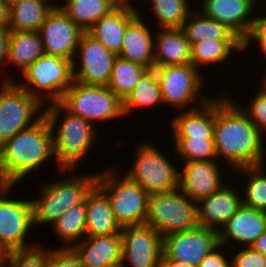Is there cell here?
Returning <instances> with one entry per match:
<instances>
[{"label": "cell", "instance_id": "30bf717a", "mask_svg": "<svg viewBox=\"0 0 266 267\" xmlns=\"http://www.w3.org/2000/svg\"><path fill=\"white\" fill-rule=\"evenodd\" d=\"M154 145L150 141L141 142L134 152L136 159L133 167L125 173L149 195L179 188L180 167Z\"/></svg>", "mask_w": 266, "mask_h": 267}, {"label": "cell", "instance_id": "9c48e42d", "mask_svg": "<svg viewBox=\"0 0 266 267\" xmlns=\"http://www.w3.org/2000/svg\"><path fill=\"white\" fill-rule=\"evenodd\" d=\"M59 103L71 114L80 116L93 125L124 117L123 101L107 86L73 81Z\"/></svg>", "mask_w": 266, "mask_h": 267}, {"label": "cell", "instance_id": "83f0119b", "mask_svg": "<svg viewBox=\"0 0 266 267\" xmlns=\"http://www.w3.org/2000/svg\"><path fill=\"white\" fill-rule=\"evenodd\" d=\"M180 28L189 41L190 46L204 40L242 41L227 26L196 10H192L188 19Z\"/></svg>", "mask_w": 266, "mask_h": 267}, {"label": "cell", "instance_id": "d6986e66", "mask_svg": "<svg viewBox=\"0 0 266 267\" xmlns=\"http://www.w3.org/2000/svg\"><path fill=\"white\" fill-rule=\"evenodd\" d=\"M241 195L231 184H225L207 198L200 200L197 203L199 226L219 232V228H222L241 207Z\"/></svg>", "mask_w": 266, "mask_h": 267}, {"label": "cell", "instance_id": "7c38bea8", "mask_svg": "<svg viewBox=\"0 0 266 267\" xmlns=\"http://www.w3.org/2000/svg\"><path fill=\"white\" fill-rule=\"evenodd\" d=\"M12 187L14 185H0V245L8 252L39 245L29 246L25 240L30 228L34 227L31 200L7 198Z\"/></svg>", "mask_w": 266, "mask_h": 267}, {"label": "cell", "instance_id": "d6a6232c", "mask_svg": "<svg viewBox=\"0 0 266 267\" xmlns=\"http://www.w3.org/2000/svg\"><path fill=\"white\" fill-rule=\"evenodd\" d=\"M162 96L155 69L148 70L139 80L134 89L123 100L124 116L135 109L162 104Z\"/></svg>", "mask_w": 266, "mask_h": 267}, {"label": "cell", "instance_id": "c3c4849f", "mask_svg": "<svg viewBox=\"0 0 266 267\" xmlns=\"http://www.w3.org/2000/svg\"><path fill=\"white\" fill-rule=\"evenodd\" d=\"M8 251L0 245V266H4Z\"/></svg>", "mask_w": 266, "mask_h": 267}, {"label": "cell", "instance_id": "4fadbf2b", "mask_svg": "<svg viewBox=\"0 0 266 267\" xmlns=\"http://www.w3.org/2000/svg\"><path fill=\"white\" fill-rule=\"evenodd\" d=\"M78 56L79 64L76 59ZM116 57L117 55L109 51L100 41L88 32H83L72 61L74 81L88 85L107 86Z\"/></svg>", "mask_w": 266, "mask_h": 267}, {"label": "cell", "instance_id": "277c9868", "mask_svg": "<svg viewBox=\"0 0 266 267\" xmlns=\"http://www.w3.org/2000/svg\"><path fill=\"white\" fill-rule=\"evenodd\" d=\"M69 171L72 172V170L63 169L58 171L62 174L61 179L44 183L40 189V196L31 200L34 226L43 223L44 225L51 223L52 226L63 213L82 203L86 194L96 184L98 171L85 176L76 175V177L73 174V177L65 175Z\"/></svg>", "mask_w": 266, "mask_h": 267}, {"label": "cell", "instance_id": "5b68a950", "mask_svg": "<svg viewBox=\"0 0 266 267\" xmlns=\"http://www.w3.org/2000/svg\"><path fill=\"white\" fill-rule=\"evenodd\" d=\"M118 168L109 166L98 172L96 184L107 194L114 217L121 228L144 225L149 194L125 173L124 176L118 174Z\"/></svg>", "mask_w": 266, "mask_h": 267}, {"label": "cell", "instance_id": "60d3db41", "mask_svg": "<svg viewBox=\"0 0 266 267\" xmlns=\"http://www.w3.org/2000/svg\"><path fill=\"white\" fill-rule=\"evenodd\" d=\"M256 40V41H255ZM258 42L260 52L266 57V15L256 16L255 24L248 36L243 40V52L248 50L251 42ZM245 50V51H244Z\"/></svg>", "mask_w": 266, "mask_h": 267}, {"label": "cell", "instance_id": "7bdbcfd3", "mask_svg": "<svg viewBox=\"0 0 266 267\" xmlns=\"http://www.w3.org/2000/svg\"><path fill=\"white\" fill-rule=\"evenodd\" d=\"M220 244L199 263L198 267H230V259L222 252Z\"/></svg>", "mask_w": 266, "mask_h": 267}, {"label": "cell", "instance_id": "2e32d148", "mask_svg": "<svg viewBox=\"0 0 266 267\" xmlns=\"http://www.w3.org/2000/svg\"><path fill=\"white\" fill-rule=\"evenodd\" d=\"M44 54L73 61L83 31L56 5L40 26Z\"/></svg>", "mask_w": 266, "mask_h": 267}, {"label": "cell", "instance_id": "f546056e", "mask_svg": "<svg viewBox=\"0 0 266 267\" xmlns=\"http://www.w3.org/2000/svg\"><path fill=\"white\" fill-rule=\"evenodd\" d=\"M123 0H65L57 4L64 13L83 31L87 32L103 16L108 15Z\"/></svg>", "mask_w": 266, "mask_h": 267}, {"label": "cell", "instance_id": "9a60e30c", "mask_svg": "<svg viewBox=\"0 0 266 267\" xmlns=\"http://www.w3.org/2000/svg\"><path fill=\"white\" fill-rule=\"evenodd\" d=\"M121 236V267H156L162 260L163 238L153 227H123Z\"/></svg>", "mask_w": 266, "mask_h": 267}, {"label": "cell", "instance_id": "ba28073f", "mask_svg": "<svg viewBox=\"0 0 266 267\" xmlns=\"http://www.w3.org/2000/svg\"><path fill=\"white\" fill-rule=\"evenodd\" d=\"M14 79L6 77L0 83V146L44 115L45 105L21 88Z\"/></svg>", "mask_w": 266, "mask_h": 267}, {"label": "cell", "instance_id": "6da1fadb", "mask_svg": "<svg viewBox=\"0 0 266 267\" xmlns=\"http://www.w3.org/2000/svg\"><path fill=\"white\" fill-rule=\"evenodd\" d=\"M264 137L229 93L215 98L214 143L217 160L221 158L218 161L226 162L233 171L266 164Z\"/></svg>", "mask_w": 266, "mask_h": 267}, {"label": "cell", "instance_id": "f907efd6", "mask_svg": "<svg viewBox=\"0 0 266 267\" xmlns=\"http://www.w3.org/2000/svg\"><path fill=\"white\" fill-rule=\"evenodd\" d=\"M156 267H167L162 261H160Z\"/></svg>", "mask_w": 266, "mask_h": 267}, {"label": "cell", "instance_id": "8fae6325", "mask_svg": "<svg viewBox=\"0 0 266 267\" xmlns=\"http://www.w3.org/2000/svg\"><path fill=\"white\" fill-rule=\"evenodd\" d=\"M154 69L160 85L163 104L172 105L182 111L189 107L190 109L196 108L197 104L202 105L210 99V96L202 94L205 77L191 63L154 67ZM196 102L198 103L195 106Z\"/></svg>", "mask_w": 266, "mask_h": 267}, {"label": "cell", "instance_id": "484cf974", "mask_svg": "<svg viewBox=\"0 0 266 267\" xmlns=\"http://www.w3.org/2000/svg\"><path fill=\"white\" fill-rule=\"evenodd\" d=\"M154 35V67L190 63L191 46L181 28H161Z\"/></svg>", "mask_w": 266, "mask_h": 267}, {"label": "cell", "instance_id": "4dcf8cb0", "mask_svg": "<svg viewBox=\"0 0 266 267\" xmlns=\"http://www.w3.org/2000/svg\"><path fill=\"white\" fill-rule=\"evenodd\" d=\"M235 50L243 52V41L204 40L191 46L190 63L200 71V66L226 62Z\"/></svg>", "mask_w": 266, "mask_h": 267}, {"label": "cell", "instance_id": "7402d4cb", "mask_svg": "<svg viewBox=\"0 0 266 267\" xmlns=\"http://www.w3.org/2000/svg\"><path fill=\"white\" fill-rule=\"evenodd\" d=\"M138 13L131 2L123 0L108 15L96 21L87 31L117 56L121 52L128 22Z\"/></svg>", "mask_w": 266, "mask_h": 267}, {"label": "cell", "instance_id": "5bb4252c", "mask_svg": "<svg viewBox=\"0 0 266 267\" xmlns=\"http://www.w3.org/2000/svg\"><path fill=\"white\" fill-rule=\"evenodd\" d=\"M218 245L219 237L216 230L198 226L164 237L163 255L188 267H198L206 255Z\"/></svg>", "mask_w": 266, "mask_h": 267}, {"label": "cell", "instance_id": "ab89813d", "mask_svg": "<svg viewBox=\"0 0 266 267\" xmlns=\"http://www.w3.org/2000/svg\"><path fill=\"white\" fill-rule=\"evenodd\" d=\"M238 251L231 256L230 267H266V257L250 246Z\"/></svg>", "mask_w": 266, "mask_h": 267}, {"label": "cell", "instance_id": "603a6c76", "mask_svg": "<svg viewBox=\"0 0 266 267\" xmlns=\"http://www.w3.org/2000/svg\"><path fill=\"white\" fill-rule=\"evenodd\" d=\"M138 13L128 22L123 45L118 56L137 63L149 70L154 69V35Z\"/></svg>", "mask_w": 266, "mask_h": 267}, {"label": "cell", "instance_id": "f1b7e54d", "mask_svg": "<svg viewBox=\"0 0 266 267\" xmlns=\"http://www.w3.org/2000/svg\"><path fill=\"white\" fill-rule=\"evenodd\" d=\"M44 55L43 44L38 31H12L9 39L8 64L22 73L38 58Z\"/></svg>", "mask_w": 266, "mask_h": 267}, {"label": "cell", "instance_id": "e0dca14e", "mask_svg": "<svg viewBox=\"0 0 266 267\" xmlns=\"http://www.w3.org/2000/svg\"><path fill=\"white\" fill-rule=\"evenodd\" d=\"M218 160L184 161L179 171V189L190 200L198 203L207 198L225 183L221 179Z\"/></svg>", "mask_w": 266, "mask_h": 267}, {"label": "cell", "instance_id": "3957f363", "mask_svg": "<svg viewBox=\"0 0 266 267\" xmlns=\"http://www.w3.org/2000/svg\"><path fill=\"white\" fill-rule=\"evenodd\" d=\"M44 115L52 131L54 163L59 170L77 169L95 145L98 130L86 119L71 114L59 102L45 106Z\"/></svg>", "mask_w": 266, "mask_h": 267}, {"label": "cell", "instance_id": "7a4b0ae2", "mask_svg": "<svg viewBox=\"0 0 266 267\" xmlns=\"http://www.w3.org/2000/svg\"><path fill=\"white\" fill-rule=\"evenodd\" d=\"M50 158H54L52 131L43 115L0 146V185H17Z\"/></svg>", "mask_w": 266, "mask_h": 267}, {"label": "cell", "instance_id": "8d00e7d4", "mask_svg": "<svg viewBox=\"0 0 266 267\" xmlns=\"http://www.w3.org/2000/svg\"><path fill=\"white\" fill-rule=\"evenodd\" d=\"M173 140L183 161L217 160L214 139L174 137Z\"/></svg>", "mask_w": 266, "mask_h": 267}, {"label": "cell", "instance_id": "b9f144b4", "mask_svg": "<svg viewBox=\"0 0 266 267\" xmlns=\"http://www.w3.org/2000/svg\"><path fill=\"white\" fill-rule=\"evenodd\" d=\"M48 267H82L79 259L69 248H49Z\"/></svg>", "mask_w": 266, "mask_h": 267}, {"label": "cell", "instance_id": "52a82bcc", "mask_svg": "<svg viewBox=\"0 0 266 267\" xmlns=\"http://www.w3.org/2000/svg\"><path fill=\"white\" fill-rule=\"evenodd\" d=\"M21 74L25 81L16 83L45 106L47 103L49 105L60 102L74 81L72 61L45 54ZM41 92L45 93L40 94Z\"/></svg>", "mask_w": 266, "mask_h": 267}, {"label": "cell", "instance_id": "44dd1931", "mask_svg": "<svg viewBox=\"0 0 266 267\" xmlns=\"http://www.w3.org/2000/svg\"><path fill=\"white\" fill-rule=\"evenodd\" d=\"M266 231L264 211L241 205L234 216L218 232L219 244L224 249L232 242L249 247Z\"/></svg>", "mask_w": 266, "mask_h": 267}, {"label": "cell", "instance_id": "7dc6e473", "mask_svg": "<svg viewBox=\"0 0 266 267\" xmlns=\"http://www.w3.org/2000/svg\"><path fill=\"white\" fill-rule=\"evenodd\" d=\"M167 267H188L183 263L180 262H176L174 260H170L167 257H165L164 255L162 256V260H161Z\"/></svg>", "mask_w": 266, "mask_h": 267}, {"label": "cell", "instance_id": "ffe728a7", "mask_svg": "<svg viewBox=\"0 0 266 267\" xmlns=\"http://www.w3.org/2000/svg\"><path fill=\"white\" fill-rule=\"evenodd\" d=\"M82 267H108L121 265L122 236L115 233L106 236L85 237L70 248Z\"/></svg>", "mask_w": 266, "mask_h": 267}, {"label": "cell", "instance_id": "e575fe53", "mask_svg": "<svg viewBox=\"0 0 266 267\" xmlns=\"http://www.w3.org/2000/svg\"><path fill=\"white\" fill-rule=\"evenodd\" d=\"M245 178L242 205L251 209L266 210V165L250 166L236 170ZM247 177V178H246ZM247 179V180H246Z\"/></svg>", "mask_w": 266, "mask_h": 267}, {"label": "cell", "instance_id": "4316f807", "mask_svg": "<svg viewBox=\"0 0 266 267\" xmlns=\"http://www.w3.org/2000/svg\"><path fill=\"white\" fill-rule=\"evenodd\" d=\"M50 0H11L9 29L39 31L48 14L56 6Z\"/></svg>", "mask_w": 266, "mask_h": 267}, {"label": "cell", "instance_id": "f35d334b", "mask_svg": "<svg viewBox=\"0 0 266 267\" xmlns=\"http://www.w3.org/2000/svg\"><path fill=\"white\" fill-rule=\"evenodd\" d=\"M255 97L249 102L248 106H243L231 98L240 109L249 117L254 126L258 128L264 135L266 134V92L262 89L255 93ZM240 104V105H239ZM248 107V108H247Z\"/></svg>", "mask_w": 266, "mask_h": 267}, {"label": "cell", "instance_id": "1f68e13d", "mask_svg": "<svg viewBox=\"0 0 266 267\" xmlns=\"http://www.w3.org/2000/svg\"><path fill=\"white\" fill-rule=\"evenodd\" d=\"M52 226L57 238L64 244L58 248L70 249L81 242L86 237L85 200L63 213Z\"/></svg>", "mask_w": 266, "mask_h": 267}, {"label": "cell", "instance_id": "ac0fdd59", "mask_svg": "<svg viewBox=\"0 0 266 267\" xmlns=\"http://www.w3.org/2000/svg\"><path fill=\"white\" fill-rule=\"evenodd\" d=\"M257 0H203L200 11L227 26L242 41L255 24ZM253 14V16H252Z\"/></svg>", "mask_w": 266, "mask_h": 267}, {"label": "cell", "instance_id": "f6af8a7d", "mask_svg": "<svg viewBox=\"0 0 266 267\" xmlns=\"http://www.w3.org/2000/svg\"><path fill=\"white\" fill-rule=\"evenodd\" d=\"M10 6L9 1L0 0V27H9Z\"/></svg>", "mask_w": 266, "mask_h": 267}, {"label": "cell", "instance_id": "cb8c5ba5", "mask_svg": "<svg viewBox=\"0 0 266 267\" xmlns=\"http://www.w3.org/2000/svg\"><path fill=\"white\" fill-rule=\"evenodd\" d=\"M185 109L173 117L172 137L214 139L215 98L212 97L198 108Z\"/></svg>", "mask_w": 266, "mask_h": 267}, {"label": "cell", "instance_id": "836d02e7", "mask_svg": "<svg viewBox=\"0 0 266 267\" xmlns=\"http://www.w3.org/2000/svg\"><path fill=\"white\" fill-rule=\"evenodd\" d=\"M148 70L147 67L117 56L107 87L123 101Z\"/></svg>", "mask_w": 266, "mask_h": 267}, {"label": "cell", "instance_id": "d4e9b609", "mask_svg": "<svg viewBox=\"0 0 266 267\" xmlns=\"http://www.w3.org/2000/svg\"><path fill=\"white\" fill-rule=\"evenodd\" d=\"M86 237L106 236L121 233L107 194L95 184L85 197Z\"/></svg>", "mask_w": 266, "mask_h": 267}, {"label": "cell", "instance_id": "74e56055", "mask_svg": "<svg viewBox=\"0 0 266 267\" xmlns=\"http://www.w3.org/2000/svg\"><path fill=\"white\" fill-rule=\"evenodd\" d=\"M49 248L42 245L26 250L9 251L4 267H48Z\"/></svg>", "mask_w": 266, "mask_h": 267}, {"label": "cell", "instance_id": "d590c367", "mask_svg": "<svg viewBox=\"0 0 266 267\" xmlns=\"http://www.w3.org/2000/svg\"><path fill=\"white\" fill-rule=\"evenodd\" d=\"M159 28H180L192 12L189 0H148Z\"/></svg>", "mask_w": 266, "mask_h": 267}, {"label": "cell", "instance_id": "816d5d0a", "mask_svg": "<svg viewBox=\"0 0 266 267\" xmlns=\"http://www.w3.org/2000/svg\"><path fill=\"white\" fill-rule=\"evenodd\" d=\"M108 267H121V265H114V266H108Z\"/></svg>", "mask_w": 266, "mask_h": 267}, {"label": "cell", "instance_id": "ee69618b", "mask_svg": "<svg viewBox=\"0 0 266 267\" xmlns=\"http://www.w3.org/2000/svg\"><path fill=\"white\" fill-rule=\"evenodd\" d=\"M11 30L8 27H0V68L7 64L9 54V39Z\"/></svg>", "mask_w": 266, "mask_h": 267}, {"label": "cell", "instance_id": "bcb514c9", "mask_svg": "<svg viewBox=\"0 0 266 267\" xmlns=\"http://www.w3.org/2000/svg\"><path fill=\"white\" fill-rule=\"evenodd\" d=\"M250 247L266 257V231L262 233Z\"/></svg>", "mask_w": 266, "mask_h": 267}, {"label": "cell", "instance_id": "681fc988", "mask_svg": "<svg viewBox=\"0 0 266 267\" xmlns=\"http://www.w3.org/2000/svg\"><path fill=\"white\" fill-rule=\"evenodd\" d=\"M263 77H264L263 80H262V78H261V82H262V84H261V89H262L264 92H266V73H265V75H264Z\"/></svg>", "mask_w": 266, "mask_h": 267}, {"label": "cell", "instance_id": "8992f818", "mask_svg": "<svg viewBox=\"0 0 266 267\" xmlns=\"http://www.w3.org/2000/svg\"><path fill=\"white\" fill-rule=\"evenodd\" d=\"M145 224L153 227L162 238L195 229L199 226L197 203L190 200L179 188L151 194Z\"/></svg>", "mask_w": 266, "mask_h": 267}]
</instances>
